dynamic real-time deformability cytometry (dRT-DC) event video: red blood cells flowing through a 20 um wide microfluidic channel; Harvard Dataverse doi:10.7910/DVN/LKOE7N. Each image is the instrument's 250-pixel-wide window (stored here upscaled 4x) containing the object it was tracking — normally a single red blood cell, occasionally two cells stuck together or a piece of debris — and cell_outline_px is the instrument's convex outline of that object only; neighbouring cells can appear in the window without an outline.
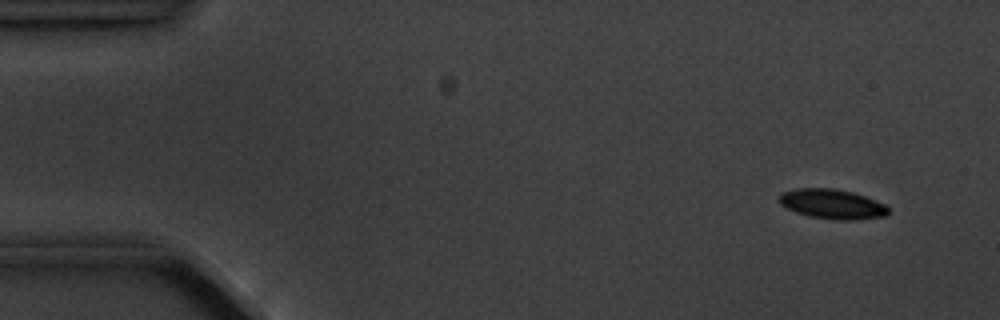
{"species": "common noctule bat (a hibernating species)", "species_latin": "Nyctalus noctula", "temperature_condition": "cold", "stored_images_in_passage": 10, "camera_frame_rate_fps": 3000, "um_per_image_px": 0.085, "animal": {"sex": "male", "body_mass_g": 20.1, "forearm_length_mm": 53.5}, "frame": {"image": 1, "passage_image": 1, "time_ms": 0.0, "image_size_px": [1000, 320], "cell_outline_px": [[888, 216], [856, 220], [836, 220], [808, 216], [796, 212], [780, 204], [776, 200], [780, 192], [796, 188], [832, 188], [852, 192], [864, 196], [884, 204], [888, 208]], "centroid_in_image_um": [70.69, 17.34], "position_along_channel_um": 14.3, "area_um2": 19.07}}
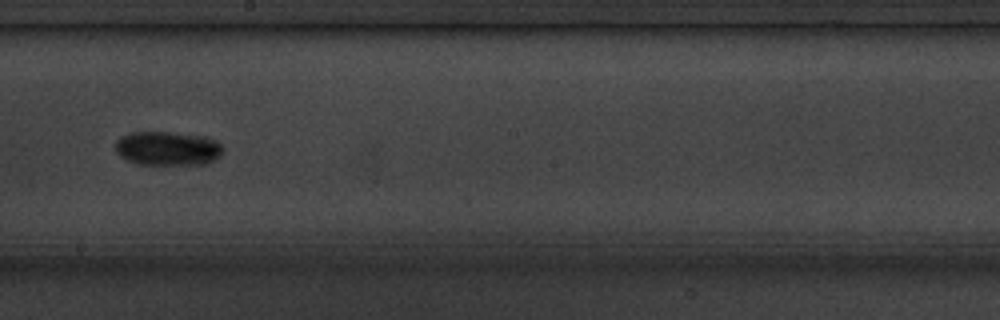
{"frame": {"image": 2, "passage_image": 9, "time_ms": 9.0, "image_size_px": [1000, 320], "cell_outline_px": [[224, 152], [220, 156], [204, 164], [136, 164], [120, 156], [116, 152], [116, 140], [120, 136], [132, 132], [168, 132], [212, 140], [220, 144], [224, 148]], "centroid_in_image_um": [14.18, 12.63], "position_along_channel_um": 234.0, "area_um2": 20.87}}
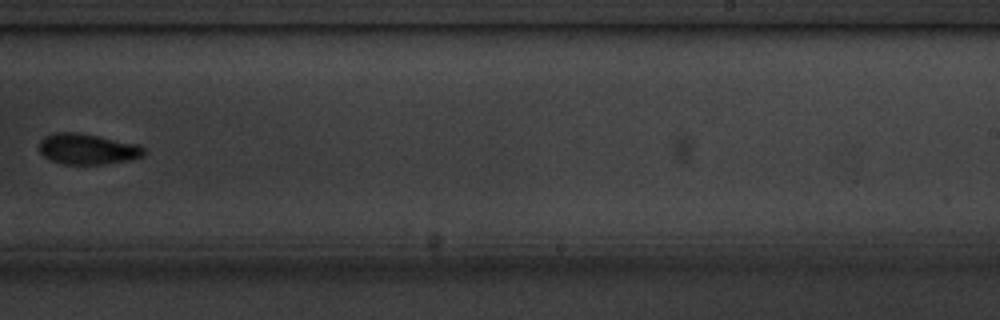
{"frame": {"image": 3, "passage_image": 10, "time_ms": 10.333, "image_size_px": [1000, 320], "cell_outline_px": [[144, 156], [132, 160], [104, 164], [64, 164], [52, 160], [44, 156], [40, 152], [40, 140], [44, 136], [56, 132], [76, 132], [100, 136], [140, 144], [144, 148]], "centroid_in_image_um": [7.47, 12.66], "position_along_channel_um": 281.5, "area_um2": 18.9}}